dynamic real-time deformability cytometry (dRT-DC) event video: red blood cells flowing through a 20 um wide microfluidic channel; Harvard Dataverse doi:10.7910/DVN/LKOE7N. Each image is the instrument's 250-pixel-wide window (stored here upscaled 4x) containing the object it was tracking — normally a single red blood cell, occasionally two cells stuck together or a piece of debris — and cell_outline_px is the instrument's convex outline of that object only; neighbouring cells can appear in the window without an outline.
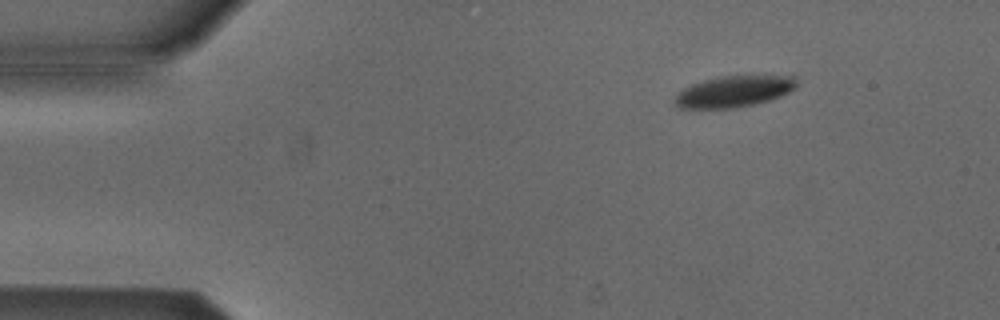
{"species": "Egyptian fruit bat (a non-hibernating species)", "species_latin": "Rousettus aegyptiacus", "temperature_condition": "cold", "stored_images_in_passage": 3, "camera_frame_rate_fps": 3000, "um_per_image_px": 0.085, "animal": {"sex": "male"}, "frame": {"image": 1, "passage_image": 1, "time_ms": 0.0, "image_size_px": [1000, 320], "cell_outline_px": [[796, 88], [780, 96], [768, 100], [736, 108], [680, 108], [672, 104], [672, 100], [684, 88], [692, 84], [704, 80], [720, 76], [796, 76]], "centroid_in_image_um": [62.35, 7.78], "position_along_channel_um": 22.7, "area_um2": 22.02}}